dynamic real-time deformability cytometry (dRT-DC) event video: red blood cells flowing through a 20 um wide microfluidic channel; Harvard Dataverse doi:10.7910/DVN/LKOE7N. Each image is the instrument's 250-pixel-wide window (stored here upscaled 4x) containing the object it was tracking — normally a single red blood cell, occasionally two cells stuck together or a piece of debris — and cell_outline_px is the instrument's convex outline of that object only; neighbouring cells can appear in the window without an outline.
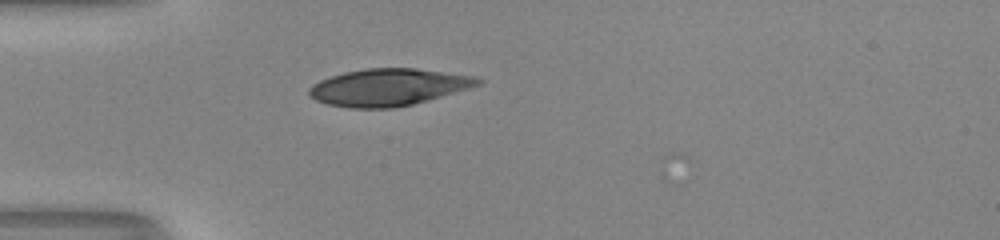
{"species": "human", "species_latin": "Homo sapiens", "temperature_condition": "room temperature", "stored_images_in_passage": 3, "camera_frame_rate_fps": 3000, "um_per_image_px": 0.085, "donor": {"sex": "male"}, "frame": {"image": 1, "passage_image": 1, "time_ms": 0.0, "image_size_px": [1000, 240], "cell_outline_px": [[484, 80], [480, 84], [468, 88], [428, 100], [412, 104], [392, 108], [348, 108], [328, 104], [316, 100], [308, 96], [308, 88], [312, 84], [320, 80], [344, 72], [364, 68], [416, 68], [476, 76]], "centroid_in_image_um": [32.99, 7.41], "position_along_channel_um": 52.0, "area_um2": 36.47}}